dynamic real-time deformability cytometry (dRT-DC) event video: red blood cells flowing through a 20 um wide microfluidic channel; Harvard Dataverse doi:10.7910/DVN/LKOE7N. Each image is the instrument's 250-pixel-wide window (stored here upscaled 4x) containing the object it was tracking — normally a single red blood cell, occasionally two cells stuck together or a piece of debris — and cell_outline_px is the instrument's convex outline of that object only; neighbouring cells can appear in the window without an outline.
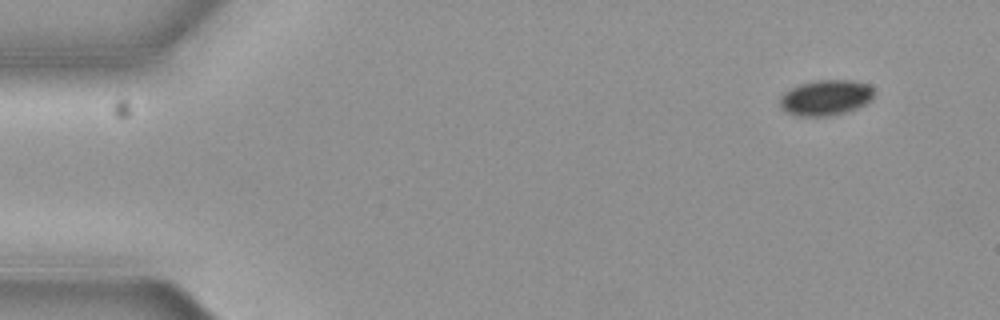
{"species": "common noctule bat (a hibernating species)", "species_latin": "Nyctalus noctula", "temperature_condition": "cold", "stored_images_in_passage": 5, "camera_frame_rate_fps": 3000, "um_per_image_px": 0.085, "animal": {"sex": "female", "body_mass_g": 19.3, "forearm_length_mm": 54.1}, "frame": {"image": 1, "passage_image": 1, "time_ms": 0.0, "image_size_px": [1000, 320], "cell_outline_px": [[872, 100], [856, 108], [832, 116], [796, 116], [780, 108], [780, 96], [784, 92], [800, 84], [816, 80], [852, 80], [868, 84], [872, 88]], "centroid_in_image_um": [70.16, 8.3], "position_along_channel_um": 14.8, "area_um2": 19.42}}
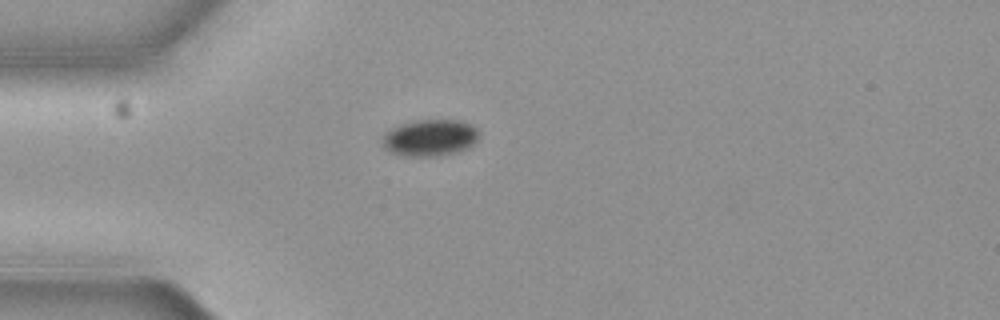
{"frame": {"image": 2, "passage_image": 4, "time_ms": 1.0, "image_size_px": [1000, 320], "cell_outline_px": [[480, 136], [472, 144], [456, 152], [440, 156], [404, 156], [392, 152], [384, 148], [380, 140], [384, 132], [400, 124], [416, 120], [460, 120], [472, 124], [480, 132]], "centroid_in_image_um": [36.52, 11.7], "position_along_channel_um": 48.5, "area_um2": 20.81}}